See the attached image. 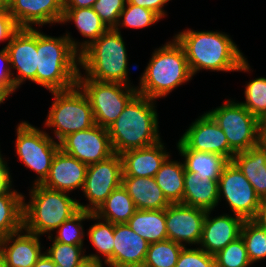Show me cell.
Masks as SVG:
<instances>
[{
	"label": "cell",
	"mask_w": 266,
	"mask_h": 267,
	"mask_svg": "<svg viewBox=\"0 0 266 267\" xmlns=\"http://www.w3.org/2000/svg\"><path fill=\"white\" fill-rule=\"evenodd\" d=\"M20 29L9 11L0 12V42L11 40L14 34Z\"/></svg>",
	"instance_id": "b9f144b4"
},
{
	"label": "cell",
	"mask_w": 266,
	"mask_h": 267,
	"mask_svg": "<svg viewBox=\"0 0 266 267\" xmlns=\"http://www.w3.org/2000/svg\"><path fill=\"white\" fill-rule=\"evenodd\" d=\"M206 213L207 210L202 208L182 203H171L165 209L168 239L184 245V247L187 243L198 245L201 240Z\"/></svg>",
	"instance_id": "9a60e30c"
},
{
	"label": "cell",
	"mask_w": 266,
	"mask_h": 267,
	"mask_svg": "<svg viewBox=\"0 0 266 267\" xmlns=\"http://www.w3.org/2000/svg\"><path fill=\"white\" fill-rule=\"evenodd\" d=\"M16 154L18 160L37 174L33 185L42 184L47 178L53 158L60 145L45 131L26 121L17 126Z\"/></svg>",
	"instance_id": "9c48e42d"
},
{
	"label": "cell",
	"mask_w": 266,
	"mask_h": 267,
	"mask_svg": "<svg viewBox=\"0 0 266 267\" xmlns=\"http://www.w3.org/2000/svg\"><path fill=\"white\" fill-rule=\"evenodd\" d=\"M212 210L207 211L204 220L201 240L198 245L210 255H216L229 243L240 237L244 220L236 215L223 214L210 217Z\"/></svg>",
	"instance_id": "ac0fdd59"
},
{
	"label": "cell",
	"mask_w": 266,
	"mask_h": 267,
	"mask_svg": "<svg viewBox=\"0 0 266 267\" xmlns=\"http://www.w3.org/2000/svg\"><path fill=\"white\" fill-rule=\"evenodd\" d=\"M0 86H15L14 73L11 71V63L6 47L0 50Z\"/></svg>",
	"instance_id": "7bdbcfd3"
},
{
	"label": "cell",
	"mask_w": 266,
	"mask_h": 267,
	"mask_svg": "<svg viewBox=\"0 0 266 267\" xmlns=\"http://www.w3.org/2000/svg\"><path fill=\"white\" fill-rule=\"evenodd\" d=\"M59 145L64 153L87 166L104 161L115 154L108 129L99 125L71 133L63 138Z\"/></svg>",
	"instance_id": "4fadbf2b"
},
{
	"label": "cell",
	"mask_w": 266,
	"mask_h": 267,
	"mask_svg": "<svg viewBox=\"0 0 266 267\" xmlns=\"http://www.w3.org/2000/svg\"><path fill=\"white\" fill-rule=\"evenodd\" d=\"M16 86H0V104L4 103L5 99L13 94L16 90Z\"/></svg>",
	"instance_id": "f907efd6"
},
{
	"label": "cell",
	"mask_w": 266,
	"mask_h": 267,
	"mask_svg": "<svg viewBox=\"0 0 266 267\" xmlns=\"http://www.w3.org/2000/svg\"><path fill=\"white\" fill-rule=\"evenodd\" d=\"M174 38L183 47L193 76L203 69L251 71L243 53L226 33L185 29Z\"/></svg>",
	"instance_id": "6da1fadb"
},
{
	"label": "cell",
	"mask_w": 266,
	"mask_h": 267,
	"mask_svg": "<svg viewBox=\"0 0 266 267\" xmlns=\"http://www.w3.org/2000/svg\"><path fill=\"white\" fill-rule=\"evenodd\" d=\"M253 221L261 228L266 229V199H261L257 214Z\"/></svg>",
	"instance_id": "7dc6e473"
},
{
	"label": "cell",
	"mask_w": 266,
	"mask_h": 267,
	"mask_svg": "<svg viewBox=\"0 0 266 267\" xmlns=\"http://www.w3.org/2000/svg\"><path fill=\"white\" fill-rule=\"evenodd\" d=\"M5 47L11 69H17V75L13 76L16 88L18 89L26 80L36 83L37 29L20 28Z\"/></svg>",
	"instance_id": "2e32d148"
},
{
	"label": "cell",
	"mask_w": 266,
	"mask_h": 267,
	"mask_svg": "<svg viewBox=\"0 0 266 267\" xmlns=\"http://www.w3.org/2000/svg\"><path fill=\"white\" fill-rule=\"evenodd\" d=\"M79 53L66 35L51 37L37 30L36 83L51 91H65L77 85Z\"/></svg>",
	"instance_id": "3957f363"
},
{
	"label": "cell",
	"mask_w": 266,
	"mask_h": 267,
	"mask_svg": "<svg viewBox=\"0 0 266 267\" xmlns=\"http://www.w3.org/2000/svg\"><path fill=\"white\" fill-rule=\"evenodd\" d=\"M177 149L179 154L185 158L183 161L185 171L206 176L211 180L218 181L223 168L229 162L225 157L216 153L190 150L180 140L177 143Z\"/></svg>",
	"instance_id": "4316f807"
},
{
	"label": "cell",
	"mask_w": 266,
	"mask_h": 267,
	"mask_svg": "<svg viewBox=\"0 0 266 267\" xmlns=\"http://www.w3.org/2000/svg\"><path fill=\"white\" fill-rule=\"evenodd\" d=\"M51 93L54 102L48 112L45 127L54 128L58 143L71 133L96 125L90 101L78 85L69 90Z\"/></svg>",
	"instance_id": "52a82bcc"
},
{
	"label": "cell",
	"mask_w": 266,
	"mask_h": 267,
	"mask_svg": "<svg viewBox=\"0 0 266 267\" xmlns=\"http://www.w3.org/2000/svg\"><path fill=\"white\" fill-rule=\"evenodd\" d=\"M121 32L108 29L80 54L85 77L101 82H118L136 92L128 77V56Z\"/></svg>",
	"instance_id": "5b68a950"
},
{
	"label": "cell",
	"mask_w": 266,
	"mask_h": 267,
	"mask_svg": "<svg viewBox=\"0 0 266 267\" xmlns=\"http://www.w3.org/2000/svg\"><path fill=\"white\" fill-rule=\"evenodd\" d=\"M170 0H129L130 4H135L140 7L148 8L158 14L161 18L166 16L165 10H163L164 5Z\"/></svg>",
	"instance_id": "f6af8a7d"
},
{
	"label": "cell",
	"mask_w": 266,
	"mask_h": 267,
	"mask_svg": "<svg viewBox=\"0 0 266 267\" xmlns=\"http://www.w3.org/2000/svg\"><path fill=\"white\" fill-rule=\"evenodd\" d=\"M70 21H73L80 34L87 38L86 41L76 42L73 38H71L70 33H66L72 47L79 54L108 30L92 7L64 9L61 24Z\"/></svg>",
	"instance_id": "d4e9b609"
},
{
	"label": "cell",
	"mask_w": 266,
	"mask_h": 267,
	"mask_svg": "<svg viewBox=\"0 0 266 267\" xmlns=\"http://www.w3.org/2000/svg\"><path fill=\"white\" fill-rule=\"evenodd\" d=\"M218 186L219 200L225 197L233 215L243 220L255 218L261 199L233 161L223 168Z\"/></svg>",
	"instance_id": "8fae6325"
},
{
	"label": "cell",
	"mask_w": 266,
	"mask_h": 267,
	"mask_svg": "<svg viewBox=\"0 0 266 267\" xmlns=\"http://www.w3.org/2000/svg\"><path fill=\"white\" fill-rule=\"evenodd\" d=\"M22 193L6 192L0 196V238L23 229Z\"/></svg>",
	"instance_id": "4dcf8cb0"
},
{
	"label": "cell",
	"mask_w": 266,
	"mask_h": 267,
	"mask_svg": "<svg viewBox=\"0 0 266 267\" xmlns=\"http://www.w3.org/2000/svg\"><path fill=\"white\" fill-rule=\"evenodd\" d=\"M126 224L150 244L168 239L165 209H137Z\"/></svg>",
	"instance_id": "83f0119b"
},
{
	"label": "cell",
	"mask_w": 266,
	"mask_h": 267,
	"mask_svg": "<svg viewBox=\"0 0 266 267\" xmlns=\"http://www.w3.org/2000/svg\"><path fill=\"white\" fill-rule=\"evenodd\" d=\"M260 144L266 149V119L260 123Z\"/></svg>",
	"instance_id": "816d5d0a"
},
{
	"label": "cell",
	"mask_w": 266,
	"mask_h": 267,
	"mask_svg": "<svg viewBox=\"0 0 266 267\" xmlns=\"http://www.w3.org/2000/svg\"><path fill=\"white\" fill-rule=\"evenodd\" d=\"M240 236L244 240L252 264L266 258V229L253 220H244Z\"/></svg>",
	"instance_id": "836d02e7"
},
{
	"label": "cell",
	"mask_w": 266,
	"mask_h": 267,
	"mask_svg": "<svg viewBox=\"0 0 266 267\" xmlns=\"http://www.w3.org/2000/svg\"><path fill=\"white\" fill-rule=\"evenodd\" d=\"M90 212L80 209L75 215L64 221L56 231L55 238L52 239L51 235H48V239L57 242L71 244V245H83L84 229L82 221L89 220Z\"/></svg>",
	"instance_id": "d590c367"
},
{
	"label": "cell",
	"mask_w": 266,
	"mask_h": 267,
	"mask_svg": "<svg viewBox=\"0 0 266 267\" xmlns=\"http://www.w3.org/2000/svg\"><path fill=\"white\" fill-rule=\"evenodd\" d=\"M175 267H216L215 257L199 247H183Z\"/></svg>",
	"instance_id": "60d3db41"
},
{
	"label": "cell",
	"mask_w": 266,
	"mask_h": 267,
	"mask_svg": "<svg viewBox=\"0 0 266 267\" xmlns=\"http://www.w3.org/2000/svg\"><path fill=\"white\" fill-rule=\"evenodd\" d=\"M244 91L245 102H240L260 122L266 119V78L249 81Z\"/></svg>",
	"instance_id": "8d00e7d4"
},
{
	"label": "cell",
	"mask_w": 266,
	"mask_h": 267,
	"mask_svg": "<svg viewBox=\"0 0 266 267\" xmlns=\"http://www.w3.org/2000/svg\"><path fill=\"white\" fill-rule=\"evenodd\" d=\"M126 0H97L93 9L108 29H115Z\"/></svg>",
	"instance_id": "ab89813d"
},
{
	"label": "cell",
	"mask_w": 266,
	"mask_h": 267,
	"mask_svg": "<svg viewBox=\"0 0 266 267\" xmlns=\"http://www.w3.org/2000/svg\"><path fill=\"white\" fill-rule=\"evenodd\" d=\"M192 77L185 51L173 38L154 50L148 66L140 77L136 93L156 100L166 97Z\"/></svg>",
	"instance_id": "277c9868"
},
{
	"label": "cell",
	"mask_w": 266,
	"mask_h": 267,
	"mask_svg": "<svg viewBox=\"0 0 266 267\" xmlns=\"http://www.w3.org/2000/svg\"><path fill=\"white\" fill-rule=\"evenodd\" d=\"M179 140L190 150L216 153L228 161L236 154L229 147L223 130L207 112L192 122Z\"/></svg>",
	"instance_id": "5bb4252c"
},
{
	"label": "cell",
	"mask_w": 266,
	"mask_h": 267,
	"mask_svg": "<svg viewBox=\"0 0 266 267\" xmlns=\"http://www.w3.org/2000/svg\"><path fill=\"white\" fill-rule=\"evenodd\" d=\"M77 85L88 97L95 124L108 128L137 94L118 82H101L86 78L79 72Z\"/></svg>",
	"instance_id": "30bf717a"
},
{
	"label": "cell",
	"mask_w": 266,
	"mask_h": 267,
	"mask_svg": "<svg viewBox=\"0 0 266 267\" xmlns=\"http://www.w3.org/2000/svg\"><path fill=\"white\" fill-rule=\"evenodd\" d=\"M184 173V164L180 161H171L169 156L154 177L170 203H181L183 200Z\"/></svg>",
	"instance_id": "f546056e"
},
{
	"label": "cell",
	"mask_w": 266,
	"mask_h": 267,
	"mask_svg": "<svg viewBox=\"0 0 266 267\" xmlns=\"http://www.w3.org/2000/svg\"><path fill=\"white\" fill-rule=\"evenodd\" d=\"M161 17L154 11L140 7L135 4H130L128 1L120 14L118 24L115 28L120 32V27L142 29L157 23Z\"/></svg>",
	"instance_id": "e575fe53"
},
{
	"label": "cell",
	"mask_w": 266,
	"mask_h": 267,
	"mask_svg": "<svg viewBox=\"0 0 266 267\" xmlns=\"http://www.w3.org/2000/svg\"><path fill=\"white\" fill-rule=\"evenodd\" d=\"M214 257L216 267H248L252 264L241 236L229 243Z\"/></svg>",
	"instance_id": "f35d334b"
},
{
	"label": "cell",
	"mask_w": 266,
	"mask_h": 267,
	"mask_svg": "<svg viewBox=\"0 0 266 267\" xmlns=\"http://www.w3.org/2000/svg\"><path fill=\"white\" fill-rule=\"evenodd\" d=\"M0 267H5L3 251L0 247Z\"/></svg>",
	"instance_id": "db71d44e"
},
{
	"label": "cell",
	"mask_w": 266,
	"mask_h": 267,
	"mask_svg": "<svg viewBox=\"0 0 266 267\" xmlns=\"http://www.w3.org/2000/svg\"><path fill=\"white\" fill-rule=\"evenodd\" d=\"M165 149L160 140L153 145L120 154L122 177H155L161 165L170 156Z\"/></svg>",
	"instance_id": "44dd1931"
},
{
	"label": "cell",
	"mask_w": 266,
	"mask_h": 267,
	"mask_svg": "<svg viewBox=\"0 0 266 267\" xmlns=\"http://www.w3.org/2000/svg\"><path fill=\"white\" fill-rule=\"evenodd\" d=\"M33 267H57V265L44 252Z\"/></svg>",
	"instance_id": "681fc988"
},
{
	"label": "cell",
	"mask_w": 266,
	"mask_h": 267,
	"mask_svg": "<svg viewBox=\"0 0 266 267\" xmlns=\"http://www.w3.org/2000/svg\"><path fill=\"white\" fill-rule=\"evenodd\" d=\"M97 0H67L64 9L90 8Z\"/></svg>",
	"instance_id": "bcb514c9"
},
{
	"label": "cell",
	"mask_w": 266,
	"mask_h": 267,
	"mask_svg": "<svg viewBox=\"0 0 266 267\" xmlns=\"http://www.w3.org/2000/svg\"><path fill=\"white\" fill-rule=\"evenodd\" d=\"M11 0H0V12L8 11L10 8Z\"/></svg>",
	"instance_id": "f5cc1de1"
},
{
	"label": "cell",
	"mask_w": 266,
	"mask_h": 267,
	"mask_svg": "<svg viewBox=\"0 0 266 267\" xmlns=\"http://www.w3.org/2000/svg\"><path fill=\"white\" fill-rule=\"evenodd\" d=\"M30 201L23 200V230L38 236L57 229L79 210L78 200L66 192L49 189L41 184L30 189Z\"/></svg>",
	"instance_id": "8992f818"
},
{
	"label": "cell",
	"mask_w": 266,
	"mask_h": 267,
	"mask_svg": "<svg viewBox=\"0 0 266 267\" xmlns=\"http://www.w3.org/2000/svg\"><path fill=\"white\" fill-rule=\"evenodd\" d=\"M149 245L126 223L114 224L113 267H142Z\"/></svg>",
	"instance_id": "7402d4cb"
},
{
	"label": "cell",
	"mask_w": 266,
	"mask_h": 267,
	"mask_svg": "<svg viewBox=\"0 0 266 267\" xmlns=\"http://www.w3.org/2000/svg\"><path fill=\"white\" fill-rule=\"evenodd\" d=\"M87 165L61 149L55 154L49 174L41 184L49 189L70 192L83 189Z\"/></svg>",
	"instance_id": "d6986e66"
},
{
	"label": "cell",
	"mask_w": 266,
	"mask_h": 267,
	"mask_svg": "<svg viewBox=\"0 0 266 267\" xmlns=\"http://www.w3.org/2000/svg\"><path fill=\"white\" fill-rule=\"evenodd\" d=\"M183 247L169 239L151 243L142 267H175Z\"/></svg>",
	"instance_id": "d6a6232c"
},
{
	"label": "cell",
	"mask_w": 266,
	"mask_h": 267,
	"mask_svg": "<svg viewBox=\"0 0 266 267\" xmlns=\"http://www.w3.org/2000/svg\"><path fill=\"white\" fill-rule=\"evenodd\" d=\"M223 130L229 147L235 152L247 151L260 143V121L240 102L226 100L207 112Z\"/></svg>",
	"instance_id": "ba28073f"
},
{
	"label": "cell",
	"mask_w": 266,
	"mask_h": 267,
	"mask_svg": "<svg viewBox=\"0 0 266 267\" xmlns=\"http://www.w3.org/2000/svg\"><path fill=\"white\" fill-rule=\"evenodd\" d=\"M181 203L207 211H213L219 203L218 181L185 171L184 193Z\"/></svg>",
	"instance_id": "cb8c5ba5"
},
{
	"label": "cell",
	"mask_w": 266,
	"mask_h": 267,
	"mask_svg": "<svg viewBox=\"0 0 266 267\" xmlns=\"http://www.w3.org/2000/svg\"><path fill=\"white\" fill-rule=\"evenodd\" d=\"M122 186L127 190L137 209H166L171 204L154 177H122Z\"/></svg>",
	"instance_id": "603a6c76"
},
{
	"label": "cell",
	"mask_w": 266,
	"mask_h": 267,
	"mask_svg": "<svg viewBox=\"0 0 266 267\" xmlns=\"http://www.w3.org/2000/svg\"><path fill=\"white\" fill-rule=\"evenodd\" d=\"M136 210L135 203L121 185L112 191L94 214L113 224H124L128 222Z\"/></svg>",
	"instance_id": "f1b7e54d"
},
{
	"label": "cell",
	"mask_w": 266,
	"mask_h": 267,
	"mask_svg": "<svg viewBox=\"0 0 266 267\" xmlns=\"http://www.w3.org/2000/svg\"><path fill=\"white\" fill-rule=\"evenodd\" d=\"M122 160L119 154L87 166L82 191L89 204H79V208L94 213L106 198L122 185Z\"/></svg>",
	"instance_id": "7c38bea8"
},
{
	"label": "cell",
	"mask_w": 266,
	"mask_h": 267,
	"mask_svg": "<svg viewBox=\"0 0 266 267\" xmlns=\"http://www.w3.org/2000/svg\"><path fill=\"white\" fill-rule=\"evenodd\" d=\"M87 259L83 261L78 267H103V262L99 254L86 255Z\"/></svg>",
	"instance_id": "c3c4849f"
},
{
	"label": "cell",
	"mask_w": 266,
	"mask_h": 267,
	"mask_svg": "<svg viewBox=\"0 0 266 267\" xmlns=\"http://www.w3.org/2000/svg\"><path fill=\"white\" fill-rule=\"evenodd\" d=\"M155 102L136 94L107 128L115 154L147 147L161 140Z\"/></svg>",
	"instance_id": "7a4b0ae2"
},
{
	"label": "cell",
	"mask_w": 266,
	"mask_h": 267,
	"mask_svg": "<svg viewBox=\"0 0 266 267\" xmlns=\"http://www.w3.org/2000/svg\"><path fill=\"white\" fill-rule=\"evenodd\" d=\"M52 243L45 253L57 267H78L87 259L83 245L65 244L54 240Z\"/></svg>",
	"instance_id": "74e56055"
},
{
	"label": "cell",
	"mask_w": 266,
	"mask_h": 267,
	"mask_svg": "<svg viewBox=\"0 0 266 267\" xmlns=\"http://www.w3.org/2000/svg\"><path fill=\"white\" fill-rule=\"evenodd\" d=\"M232 161L253 186L260 199H266V149L259 143L247 151L236 153Z\"/></svg>",
	"instance_id": "484cf974"
},
{
	"label": "cell",
	"mask_w": 266,
	"mask_h": 267,
	"mask_svg": "<svg viewBox=\"0 0 266 267\" xmlns=\"http://www.w3.org/2000/svg\"><path fill=\"white\" fill-rule=\"evenodd\" d=\"M89 219L97 221L99 219L98 223L91 225L88 230L87 234L90 243H92L96 251L105 258L102 259V262L104 260L105 265L113 267L114 224L98 218L92 212H90Z\"/></svg>",
	"instance_id": "1f68e13d"
},
{
	"label": "cell",
	"mask_w": 266,
	"mask_h": 267,
	"mask_svg": "<svg viewBox=\"0 0 266 267\" xmlns=\"http://www.w3.org/2000/svg\"><path fill=\"white\" fill-rule=\"evenodd\" d=\"M4 157H0V196L5 194L6 192H17V190L12 189V179L9 171V167L7 165ZM12 189V190H11Z\"/></svg>",
	"instance_id": "ee69618b"
},
{
	"label": "cell",
	"mask_w": 266,
	"mask_h": 267,
	"mask_svg": "<svg viewBox=\"0 0 266 267\" xmlns=\"http://www.w3.org/2000/svg\"><path fill=\"white\" fill-rule=\"evenodd\" d=\"M9 13L20 28L60 23L64 14L62 0H11Z\"/></svg>",
	"instance_id": "e0dca14e"
},
{
	"label": "cell",
	"mask_w": 266,
	"mask_h": 267,
	"mask_svg": "<svg viewBox=\"0 0 266 267\" xmlns=\"http://www.w3.org/2000/svg\"><path fill=\"white\" fill-rule=\"evenodd\" d=\"M39 239L23 229L0 238L5 267H33L43 254Z\"/></svg>",
	"instance_id": "ffe728a7"
}]
</instances>
